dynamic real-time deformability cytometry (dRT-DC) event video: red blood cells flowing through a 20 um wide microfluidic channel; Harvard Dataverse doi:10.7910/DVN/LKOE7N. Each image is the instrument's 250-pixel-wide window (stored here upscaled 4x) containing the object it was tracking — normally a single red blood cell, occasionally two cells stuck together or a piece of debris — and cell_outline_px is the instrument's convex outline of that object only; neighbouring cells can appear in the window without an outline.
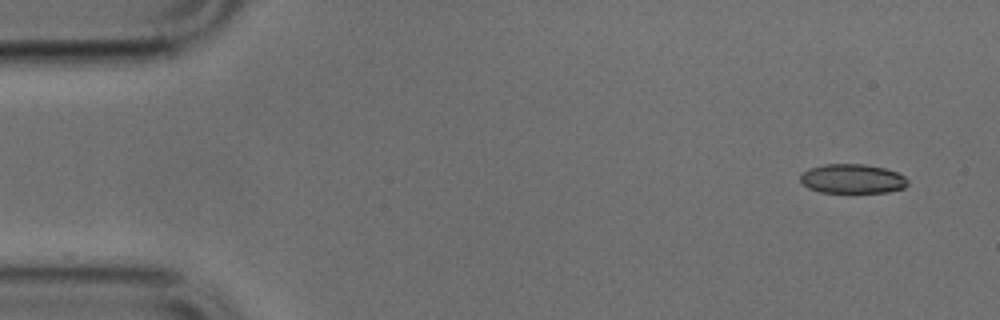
{"species": "common noctule bat (a hibernating species)", "species_latin": "Nyctalus noctula", "temperature_condition": "cold", "stored_images_in_passage": 48, "camera_frame_rate_fps": 3000, "um_per_image_px": 0.085, "animal": {"sex": "male", "body_mass_g": 17.9, "forearm_length_mm": 54.2}, "frame": {"image": 1, "passage_image": 1, "time_ms": 0.0, "image_size_px": [1000, 320], "cell_outline_px": [[908, 184], [904, 188], [888, 192], [820, 192], [808, 188], [800, 180], [800, 176], [808, 168], [824, 164], [864, 164], [884, 168], [896, 172], [904, 176], [908, 180]], "centroid_in_image_um": [72.45, 15.19], "position_along_channel_um": 12.5, "area_um2": 18.32}}
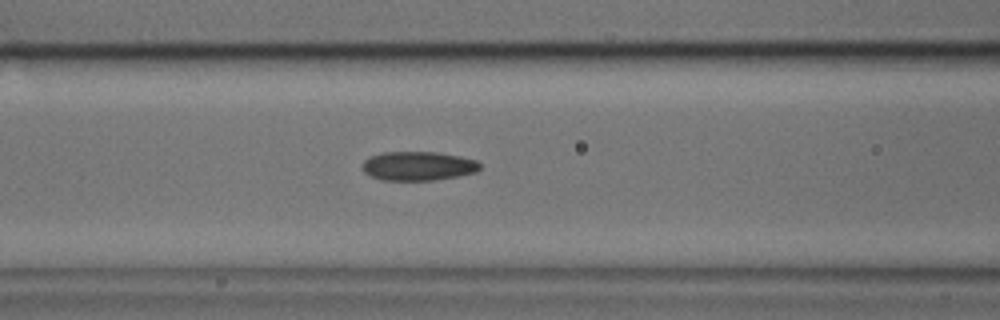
{"frame": {"image": 2, "passage_image": 18, "time_ms": 5.667, "image_size_px": [1000, 320], "cell_outline_px": [[480, 168], [476, 172], [456, 176], [432, 180], [380, 180], [364, 172], [364, 160], [380, 152], [436, 152], [460, 156], [476, 160], [480, 164]], "centroid_in_image_um": [35.55, 14.1], "position_along_channel_um": 131.1, "area_um2": 19.71}}
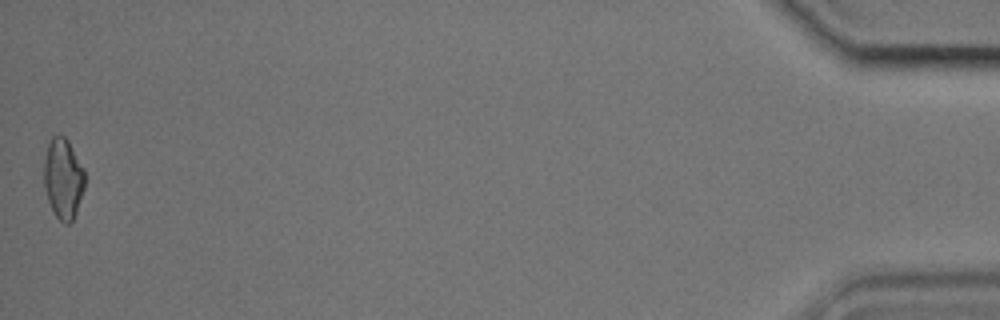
{"frame": {"image": 3, "passage_image": 48, "time_ms": 15.667, "image_size_px": [1000, 320], "cell_outline_px": [[84, 188], [76, 212], [72, 220], [68, 224], [64, 224], [52, 212], [44, 188], [44, 160], [48, 144], [52, 136], [64, 136], [68, 140], [84, 168]], "centroid_in_image_um": [5.36, 15.19], "position_along_channel_um": 429.8, "area_um2": 19.13}}